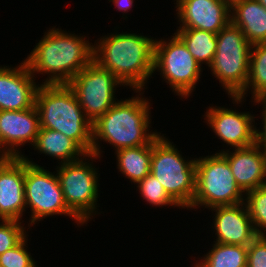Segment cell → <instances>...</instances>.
<instances>
[{
  "instance_id": "obj_1",
  "label": "cell",
  "mask_w": 266,
  "mask_h": 267,
  "mask_svg": "<svg viewBox=\"0 0 266 267\" xmlns=\"http://www.w3.org/2000/svg\"><path fill=\"white\" fill-rule=\"evenodd\" d=\"M33 47L23 60L34 78L47 74L40 84H68L93 61L94 44L89 37L54 26Z\"/></svg>"
},
{
  "instance_id": "obj_2",
  "label": "cell",
  "mask_w": 266,
  "mask_h": 267,
  "mask_svg": "<svg viewBox=\"0 0 266 267\" xmlns=\"http://www.w3.org/2000/svg\"><path fill=\"white\" fill-rule=\"evenodd\" d=\"M154 37L117 32L102 35L94 42L93 61L115 75L132 90H144L152 78Z\"/></svg>"
},
{
  "instance_id": "obj_3",
  "label": "cell",
  "mask_w": 266,
  "mask_h": 267,
  "mask_svg": "<svg viewBox=\"0 0 266 267\" xmlns=\"http://www.w3.org/2000/svg\"><path fill=\"white\" fill-rule=\"evenodd\" d=\"M144 90L125 100L117 102L92 124V154L102 157L100 142L113 146L115 151L122 148L150 144L161 132L151 127V99ZM143 95V96H142ZM145 97V98H144ZM151 130V131H150Z\"/></svg>"
},
{
  "instance_id": "obj_4",
  "label": "cell",
  "mask_w": 266,
  "mask_h": 267,
  "mask_svg": "<svg viewBox=\"0 0 266 267\" xmlns=\"http://www.w3.org/2000/svg\"><path fill=\"white\" fill-rule=\"evenodd\" d=\"M40 128L61 132L87 154L92 153V122L68 84H40L35 95Z\"/></svg>"
},
{
  "instance_id": "obj_5",
  "label": "cell",
  "mask_w": 266,
  "mask_h": 267,
  "mask_svg": "<svg viewBox=\"0 0 266 267\" xmlns=\"http://www.w3.org/2000/svg\"><path fill=\"white\" fill-rule=\"evenodd\" d=\"M164 136L160 133L153 140L150 173L181 209H188L196 191V158H185Z\"/></svg>"
},
{
  "instance_id": "obj_6",
  "label": "cell",
  "mask_w": 266,
  "mask_h": 267,
  "mask_svg": "<svg viewBox=\"0 0 266 267\" xmlns=\"http://www.w3.org/2000/svg\"><path fill=\"white\" fill-rule=\"evenodd\" d=\"M98 159L97 155L86 154L78 161L59 164L54 168L66 206L86 226L93 216L101 214L97 211L100 173L93 163Z\"/></svg>"
},
{
  "instance_id": "obj_7",
  "label": "cell",
  "mask_w": 266,
  "mask_h": 267,
  "mask_svg": "<svg viewBox=\"0 0 266 267\" xmlns=\"http://www.w3.org/2000/svg\"><path fill=\"white\" fill-rule=\"evenodd\" d=\"M251 48L252 44L232 22L217 33L216 52L208 68L228 96H237L245 88Z\"/></svg>"
},
{
  "instance_id": "obj_8",
  "label": "cell",
  "mask_w": 266,
  "mask_h": 267,
  "mask_svg": "<svg viewBox=\"0 0 266 267\" xmlns=\"http://www.w3.org/2000/svg\"><path fill=\"white\" fill-rule=\"evenodd\" d=\"M242 202L245 193L236 184L228 160L221 153L196 157V191L187 210L200 207L209 210Z\"/></svg>"
},
{
  "instance_id": "obj_9",
  "label": "cell",
  "mask_w": 266,
  "mask_h": 267,
  "mask_svg": "<svg viewBox=\"0 0 266 267\" xmlns=\"http://www.w3.org/2000/svg\"><path fill=\"white\" fill-rule=\"evenodd\" d=\"M25 158V202L26 209L30 208L31 213L28 227L40 223L47 217L54 215L69 216L76 225L82 227L84 224L68 209L63 198L61 185L56 171L44 169L32 158Z\"/></svg>"
},
{
  "instance_id": "obj_10",
  "label": "cell",
  "mask_w": 266,
  "mask_h": 267,
  "mask_svg": "<svg viewBox=\"0 0 266 267\" xmlns=\"http://www.w3.org/2000/svg\"><path fill=\"white\" fill-rule=\"evenodd\" d=\"M202 67L175 33L168 40H155L153 72H160L176 96L193 97L192 92L201 81Z\"/></svg>"
},
{
  "instance_id": "obj_11",
  "label": "cell",
  "mask_w": 266,
  "mask_h": 267,
  "mask_svg": "<svg viewBox=\"0 0 266 267\" xmlns=\"http://www.w3.org/2000/svg\"><path fill=\"white\" fill-rule=\"evenodd\" d=\"M68 86L74 91L83 112L92 123L117 102V87H125L115 75L95 61L79 71Z\"/></svg>"
},
{
  "instance_id": "obj_12",
  "label": "cell",
  "mask_w": 266,
  "mask_h": 267,
  "mask_svg": "<svg viewBox=\"0 0 266 267\" xmlns=\"http://www.w3.org/2000/svg\"><path fill=\"white\" fill-rule=\"evenodd\" d=\"M209 108V109H208ZM203 118L221 142L233 149L246 148L254 145L255 119L254 114L239 112L235 108L209 106Z\"/></svg>"
},
{
  "instance_id": "obj_13",
  "label": "cell",
  "mask_w": 266,
  "mask_h": 267,
  "mask_svg": "<svg viewBox=\"0 0 266 267\" xmlns=\"http://www.w3.org/2000/svg\"><path fill=\"white\" fill-rule=\"evenodd\" d=\"M39 130L35 105L25 110L0 111V152L6 157H23L21 147L26 143L33 147Z\"/></svg>"
},
{
  "instance_id": "obj_14",
  "label": "cell",
  "mask_w": 266,
  "mask_h": 267,
  "mask_svg": "<svg viewBox=\"0 0 266 267\" xmlns=\"http://www.w3.org/2000/svg\"><path fill=\"white\" fill-rule=\"evenodd\" d=\"M22 60L16 67L0 66V111L30 109L39 83ZM38 83V84H37Z\"/></svg>"
},
{
  "instance_id": "obj_15",
  "label": "cell",
  "mask_w": 266,
  "mask_h": 267,
  "mask_svg": "<svg viewBox=\"0 0 266 267\" xmlns=\"http://www.w3.org/2000/svg\"><path fill=\"white\" fill-rule=\"evenodd\" d=\"M177 28L218 33L231 22V7L223 0H175Z\"/></svg>"
},
{
  "instance_id": "obj_16",
  "label": "cell",
  "mask_w": 266,
  "mask_h": 267,
  "mask_svg": "<svg viewBox=\"0 0 266 267\" xmlns=\"http://www.w3.org/2000/svg\"><path fill=\"white\" fill-rule=\"evenodd\" d=\"M25 158L6 157L0 163V220H22L26 212Z\"/></svg>"
},
{
  "instance_id": "obj_17",
  "label": "cell",
  "mask_w": 266,
  "mask_h": 267,
  "mask_svg": "<svg viewBox=\"0 0 266 267\" xmlns=\"http://www.w3.org/2000/svg\"><path fill=\"white\" fill-rule=\"evenodd\" d=\"M212 216L213 242L248 247L258 236L245 202L230 206H217L209 209ZM215 212V213H214Z\"/></svg>"
},
{
  "instance_id": "obj_18",
  "label": "cell",
  "mask_w": 266,
  "mask_h": 267,
  "mask_svg": "<svg viewBox=\"0 0 266 267\" xmlns=\"http://www.w3.org/2000/svg\"><path fill=\"white\" fill-rule=\"evenodd\" d=\"M227 160L236 184L246 193L266 185V152L257 145L217 151Z\"/></svg>"
},
{
  "instance_id": "obj_19",
  "label": "cell",
  "mask_w": 266,
  "mask_h": 267,
  "mask_svg": "<svg viewBox=\"0 0 266 267\" xmlns=\"http://www.w3.org/2000/svg\"><path fill=\"white\" fill-rule=\"evenodd\" d=\"M231 22L251 44L266 42V8L258 0H244L231 7Z\"/></svg>"
},
{
  "instance_id": "obj_20",
  "label": "cell",
  "mask_w": 266,
  "mask_h": 267,
  "mask_svg": "<svg viewBox=\"0 0 266 267\" xmlns=\"http://www.w3.org/2000/svg\"><path fill=\"white\" fill-rule=\"evenodd\" d=\"M33 149L37 153L48 155L56 159L59 164L75 162L82 159L87 153L71 138L61 132L40 128Z\"/></svg>"
},
{
  "instance_id": "obj_21",
  "label": "cell",
  "mask_w": 266,
  "mask_h": 267,
  "mask_svg": "<svg viewBox=\"0 0 266 267\" xmlns=\"http://www.w3.org/2000/svg\"><path fill=\"white\" fill-rule=\"evenodd\" d=\"M251 94V100L266 99V42L252 44L249 63V75L245 88L237 96L232 98V103L243 105L246 97ZM251 92V93H250ZM244 99V100H243Z\"/></svg>"
},
{
  "instance_id": "obj_22",
  "label": "cell",
  "mask_w": 266,
  "mask_h": 267,
  "mask_svg": "<svg viewBox=\"0 0 266 267\" xmlns=\"http://www.w3.org/2000/svg\"><path fill=\"white\" fill-rule=\"evenodd\" d=\"M153 141L147 145L122 148L114 152L118 172L136 185L151 171Z\"/></svg>"
},
{
  "instance_id": "obj_23",
  "label": "cell",
  "mask_w": 266,
  "mask_h": 267,
  "mask_svg": "<svg viewBox=\"0 0 266 267\" xmlns=\"http://www.w3.org/2000/svg\"><path fill=\"white\" fill-rule=\"evenodd\" d=\"M175 34L201 66L211 65L217 46L216 33L194 28H178Z\"/></svg>"
},
{
  "instance_id": "obj_24",
  "label": "cell",
  "mask_w": 266,
  "mask_h": 267,
  "mask_svg": "<svg viewBox=\"0 0 266 267\" xmlns=\"http://www.w3.org/2000/svg\"><path fill=\"white\" fill-rule=\"evenodd\" d=\"M201 259L191 267H247V247L213 242Z\"/></svg>"
},
{
  "instance_id": "obj_25",
  "label": "cell",
  "mask_w": 266,
  "mask_h": 267,
  "mask_svg": "<svg viewBox=\"0 0 266 267\" xmlns=\"http://www.w3.org/2000/svg\"><path fill=\"white\" fill-rule=\"evenodd\" d=\"M138 188V189H137ZM140 197L153 207H177L180 206L167 194L161 183L150 173L136 184Z\"/></svg>"
},
{
  "instance_id": "obj_26",
  "label": "cell",
  "mask_w": 266,
  "mask_h": 267,
  "mask_svg": "<svg viewBox=\"0 0 266 267\" xmlns=\"http://www.w3.org/2000/svg\"><path fill=\"white\" fill-rule=\"evenodd\" d=\"M245 204L256 233L266 235V185L246 192Z\"/></svg>"
},
{
  "instance_id": "obj_27",
  "label": "cell",
  "mask_w": 266,
  "mask_h": 267,
  "mask_svg": "<svg viewBox=\"0 0 266 267\" xmlns=\"http://www.w3.org/2000/svg\"><path fill=\"white\" fill-rule=\"evenodd\" d=\"M0 255L17 246L29 232L23 222L17 220H0Z\"/></svg>"
},
{
  "instance_id": "obj_28",
  "label": "cell",
  "mask_w": 266,
  "mask_h": 267,
  "mask_svg": "<svg viewBox=\"0 0 266 267\" xmlns=\"http://www.w3.org/2000/svg\"><path fill=\"white\" fill-rule=\"evenodd\" d=\"M28 236L17 246L0 255V267H38L35 258L27 249Z\"/></svg>"
},
{
  "instance_id": "obj_29",
  "label": "cell",
  "mask_w": 266,
  "mask_h": 267,
  "mask_svg": "<svg viewBox=\"0 0 266 267\" xmlns=\"http://www.w3.org/2000/svg\"><path fill=\"white\" fill-rule=\"evenodd\" d=\"M247 267H266V235H258L247 247Z\"/></svg>"
},
{
  "instance_id": "obj_30",
  "label": "cell",
  "mask_w": 266,
  "mask_h": 267,
  "mask_svg": "<svg viewBox=\"0 0 266 267\" xmlns=\"http://www.w3.org/2000/svg\"><path fill=\"white\" fill-rule=\"evenodd\" d=\"M251 103L256 106L257 104L262 106V111H261V124L259 129L256 127L258 124L256 123L255 125V130H254V144L262 148L266 152V100H252L250 101Z\"/></svg>"
},
{
  "instance_id": "obj_31",
  "label": "cell",
  "mask_w": 266,
  "mask_h": 267,
  "mask_svg": "<svg viewBox=\"0 0 266 267\" xmlns=\"http://www.w3.org/2000/svg\"><path fill=\"white\" fill-rule=\"evenodd\" d=\"M109 2H112L117 8L119 12H122L124 15V19L128 18L125 14L129 12L131 8H133L134 0H108Z\"/></svg>"
},
{
  "instance_id": "obj_32",
  "label": "cell",
  "mask_w": 266,
  "mask_h": 267,
  "mask_svg": "<svg viewBox=\"0 0 266 267\" xmlns=\"http://www.w3.org/2000/svg\"><path fill=\"white\" fill-rule=\"evenodd\" d=\"M223 1L226 2L230 7H232L235 3L244 1V0H223Z\"/></svg>"
},
{
  "instance_id": "obj_33",
  "label": "cell",
  "mask_w": 266,
  "mask_h": 267,
  "mask_svg": "<svg viewBox=\"0 0 266 267\" xmlns=\"http://www.w3.org/2000/svg\"><path fill=\"white\" fill-rule=\"evenodd\" d=\"M258 2L266 8V0H258Z\"/></svg>"
},
{
  "instance_id": "obj_34",
  "label": "cell",
  "mask_w": 266,
  "mask_h": 267,
  "mask_svg": "<svg viewBox=\"0 0 266 267\" xmlns=\"http://www.w3.org/2000/svg\"><path fill=\"white\" fill-rule=\"evenodd\" d=\"M6 158V156L0 152V163Z\"/></svg>"
}]
</instances>
